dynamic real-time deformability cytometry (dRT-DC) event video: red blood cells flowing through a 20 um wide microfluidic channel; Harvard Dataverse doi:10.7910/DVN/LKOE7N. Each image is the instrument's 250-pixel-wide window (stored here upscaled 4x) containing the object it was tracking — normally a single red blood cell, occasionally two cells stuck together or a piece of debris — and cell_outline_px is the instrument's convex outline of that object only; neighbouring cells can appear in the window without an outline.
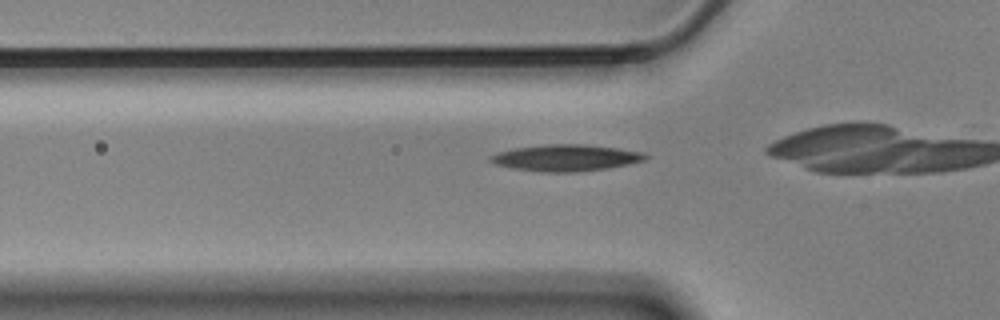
{"species": "Egyptian fruit bat (a non-hibernating species)", "species_latin": "Rousettus aegyptiacus", "temperature_condition": "cold", "stored_images_in_passage": 8, "camera_frame_rate_fps": 3000, "um_per_image_px": 0.085, "animal": {"sex": "male"}, "frame": {"image": 1, "passage_image": 2, "time_ms": 0.333, "image_size_px": [1000, 320], "cell_outline_px": [[648, 156], [644, 160], [628, 164], [608, 168], [576, 172], [544, 172], [512, 168], [496, 164], [488, 160], [488, 156], [496, 152], [516, 148], [548, 144], [584, 144], [616, 148], [644, 152]], "centroid_in_image_um": [48.07, 13.41], "position_along_channel_um": 77.7, "area_um2": 23.87}}
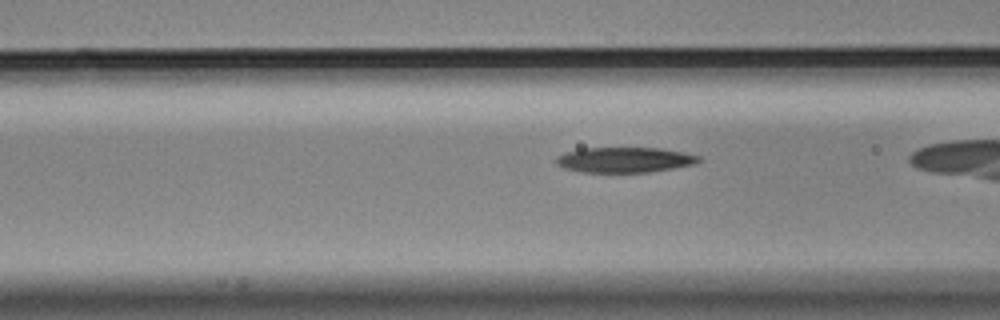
{"frame": {"image": 2, "passage_image": 5, "time_ms": 1.333, "image_size_px": [1000, 320], "cell_outline_px": [[700, 160], [692, 164], [672, 168], [648, 172], [580, 172], [564, 168], [556, 164], [556, 156], [580, 148], [660, 148], [700, 156]], "centroid_in_image_um": [53.03, 13.58], "position_along_channel_um": 113.6, "area_um2": 20.75}}